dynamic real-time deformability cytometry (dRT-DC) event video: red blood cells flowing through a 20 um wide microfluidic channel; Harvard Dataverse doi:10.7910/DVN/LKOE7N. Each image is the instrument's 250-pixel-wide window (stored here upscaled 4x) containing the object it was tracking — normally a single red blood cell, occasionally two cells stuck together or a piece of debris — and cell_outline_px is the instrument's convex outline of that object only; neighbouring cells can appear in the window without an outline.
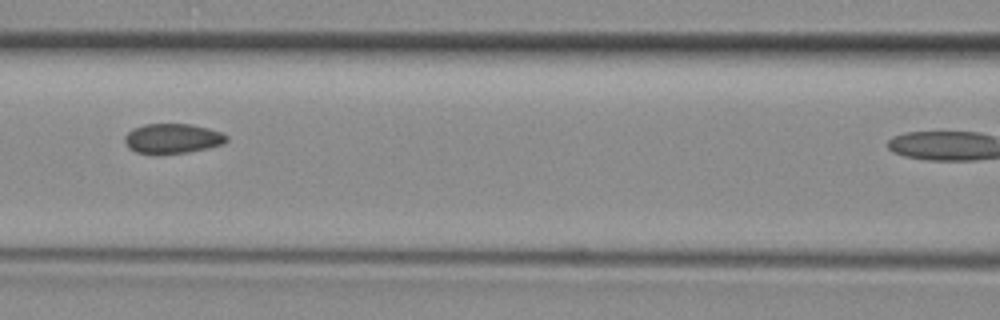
{"species": "common noctule bat (a hibernating species)", "species_latin": "Nyctalus noctula", "temperature_condition": "room temperature", "stored_images_in_passage": 4, "camera_frame_rate_fps": 3000, "um_per_image_px": 0.085, "animal": {"sex": "female", "body_mass_g": 29.2, "forearm_length_mm": 56.3}, "frame": {"image": 1, "passage_image": 3, "time_ms": 0.667, "image_size_px": [1000, 320], "cell_outline_px": [[228, 140], [220, 144], [208, 148], [188, 152], [156, 156], [136, 152], [128, 148], [124, 140], [124, 136], [132, 128], [144, 124], [192, 124], [208, 128], [220, 132], [228, 136]], "centroid_in_image_um": [14.61, 11.79], "position_along_channel_um": 152.0, "area_um2": 18.09}}